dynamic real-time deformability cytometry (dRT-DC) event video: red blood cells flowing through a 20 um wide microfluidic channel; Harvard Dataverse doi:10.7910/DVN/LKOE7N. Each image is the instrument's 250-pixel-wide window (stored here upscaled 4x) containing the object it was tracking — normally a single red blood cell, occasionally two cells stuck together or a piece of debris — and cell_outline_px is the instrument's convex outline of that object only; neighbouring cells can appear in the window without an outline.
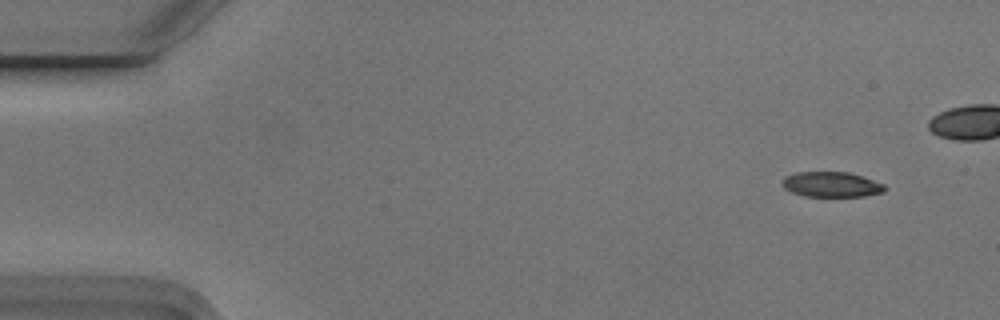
{"species": "Egyptian fruit bat (a non-hibernating species)", "species_latin": "Rousettus aegyptiacus", "temperature_condition": "cold", "stored_images_in_passage": 7, "camera_frame_rate_fps": 3000, "um_per_image_px": 0.085, "animal": {"sex": "male"}, "frame": {"image": 1, "passage_image": 2, "time_ms": 0.333, "image_size_px": [1000, 320], "cell_outline_px": [[888, 188], [884, 192], [864, 196], [804, 196], [792, 192], [784, 188], [784, 176], [796, 172], [848, 172], [884, 184]], "centroid_in_image_um": [70.69, 15.68], "position_along_channel_um": 14.3, "area_um2": 14.91}}
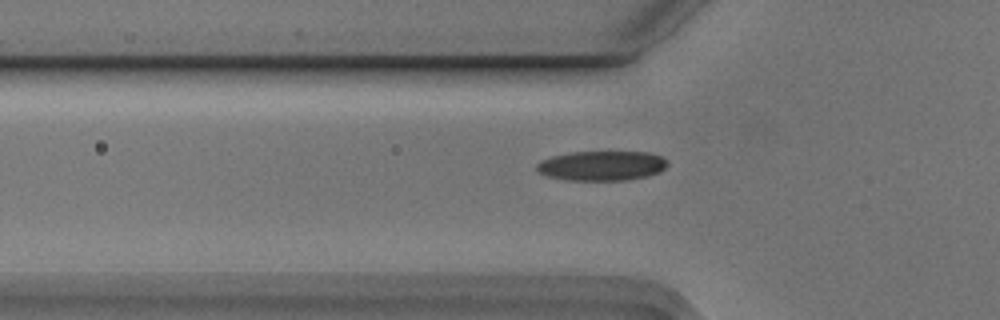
{"frame": {"image": 2, "passage_image": 7, "time_ms": 2.0, "image_size_px": [1000, 320], "cell_outline_px": [[668, 164], [660, 172], [648, 176], [628, 180], [564, 180], [548, 176], [536, 172], [536, 164], [540, 160], [552, 156], [572, 152], [648, 152], [660, 156], [668, 160]], "centroid_in_image_um": [51.13, 14.09], "position_along_channel_um": 74.7, "area_um2": 22.83}}